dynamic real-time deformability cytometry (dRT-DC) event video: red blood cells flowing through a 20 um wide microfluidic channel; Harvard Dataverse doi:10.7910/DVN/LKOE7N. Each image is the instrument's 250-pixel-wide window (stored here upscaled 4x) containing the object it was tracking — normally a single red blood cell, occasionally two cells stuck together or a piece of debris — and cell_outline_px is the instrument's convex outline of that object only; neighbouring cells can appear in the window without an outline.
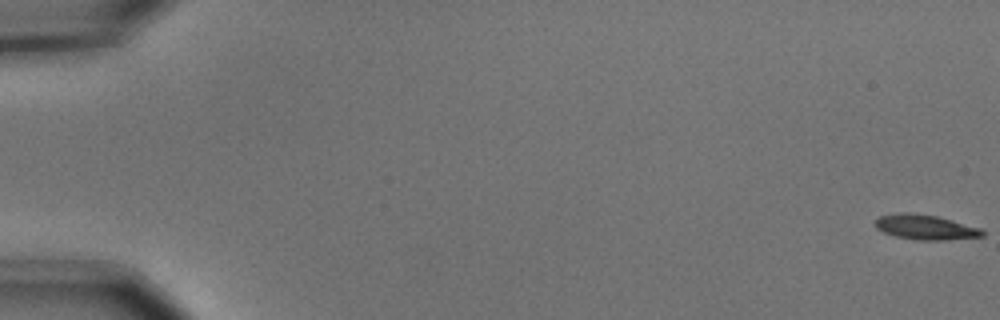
{"species": "common noctule bat (a hibernating species)", "species_latin": "Nyctalus noctula", "temperature_condition": "cold", "stored_images_in_passage": 5, "camera_frame_rate_fps": 3000, "um_per_image_px": 0.085, "animal": {"sex": "male", "body_mass_g": 15.6}, "frame": {"image": 1, "passage_image": 1, "time_ms": 0.0, "image_size_px": [1000, 320], "cell_outline_px": [[984, 236], [944, 240], [916, 240], [896, 236], [884, 232], [876, 228], [872, 224], [880, 216], [900, 212], [908, 212], [936, 216], [952, 220], [980, 228], [984, 232]], "centroid_in_image_um": [78.62, 19.31], "position_along_channel_um": 6.4, "area_um2": 15.49}}
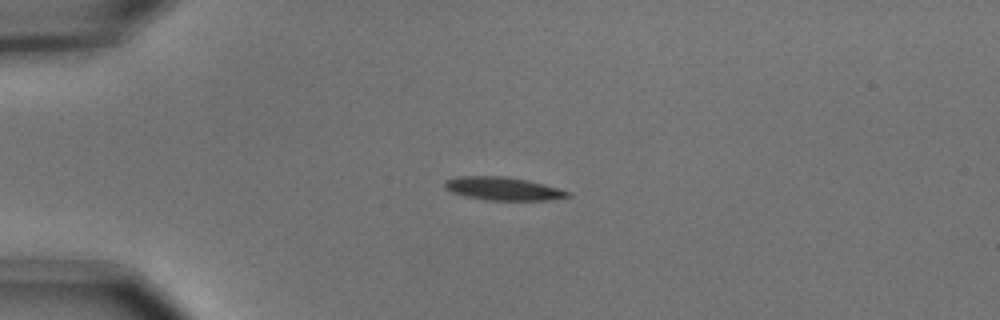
{"frame": {"image": 2, "passage_image": 5, "time_ms": 1.333, "image_size_px": [1000, 320], "cell_outline_px": [[572, 196], [544, 200], [488, 200], [468, 196], [452, 192], [444, 188], [444, 180], [456, 176], [508, 176], [528, 180], [544, 184], [572, 192]], "centroid_in_image_um": [42.76, 16.02], "position_along_channel_um": 42.2, "area_um2": 16.65}}